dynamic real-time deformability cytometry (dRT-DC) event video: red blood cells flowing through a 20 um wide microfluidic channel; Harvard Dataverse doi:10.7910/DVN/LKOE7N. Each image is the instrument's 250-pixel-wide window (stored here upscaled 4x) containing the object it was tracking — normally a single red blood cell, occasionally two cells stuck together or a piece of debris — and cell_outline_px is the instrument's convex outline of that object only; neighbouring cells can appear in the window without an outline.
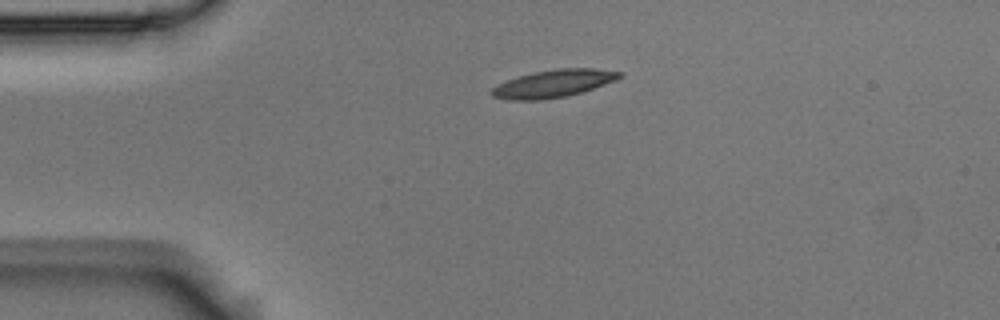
{"species": "Egyptian fruit bat (a non-hibernating species)", "species_latin": "Rousettus aegyptiacus", "temperature_condition": "room temperature", "stored_images_in_passage": 5, "camera_frame_rate_fps": 3000, "um_per_image_px": 0.085, "animal": {"sex": "male"}, "frame": {"image": 1, "passage_image": 5, "time_ms": 1.333, "image_size_px": [1000, 320], "cell_outline_px": [[624, 76], [616, 80], [580, 92], [564, 96], [540, 100], [508, 100], [492, 96], [488, 92], [496, 84], [520, 76], [536, 72], [560, 68], [592, 68], [620, 72]], "centroid_in_image_um": [47.0, 7.11], "position_along_channel_um": 38.0, "area_um2": 20.23}}